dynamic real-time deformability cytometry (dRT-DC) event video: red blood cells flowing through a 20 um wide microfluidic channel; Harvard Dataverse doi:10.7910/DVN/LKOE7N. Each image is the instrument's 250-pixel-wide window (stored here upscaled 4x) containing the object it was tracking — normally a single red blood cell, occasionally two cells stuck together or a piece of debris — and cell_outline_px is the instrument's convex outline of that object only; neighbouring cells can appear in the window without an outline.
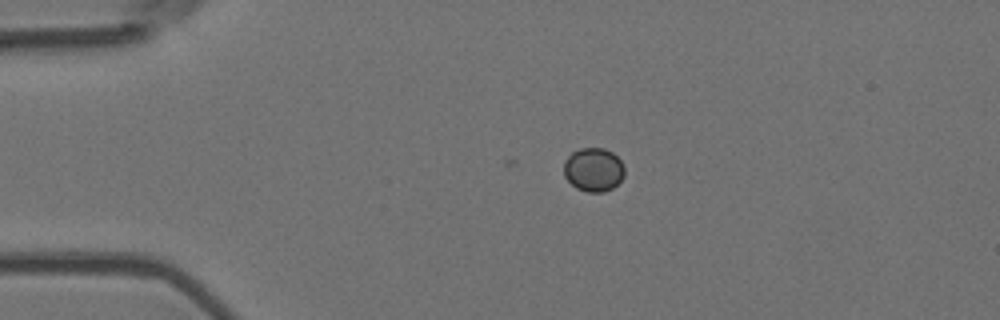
{"species": "Egyptian fruit bat (a non-hibernating species)", "species_latin": "Rousettus aegyptiacus", "temperature_condition": "room temperature", "stored_images_in_passage": 3, "camera_frame_rate_fps": 3000, "um_per_image_px": 0.085, "animal": {"sex": "female"}, "frame": {"image": 1, "passage_image": 3, "time_ms": 0.667, "image_size_px": [1000, 320], "cell_outline_px": [[624, 176], [612, 188], [604, 192], [588, 192], [576, 188], [564, 176], [564, 160], [572, 152], [580, 148], [604, 148], [612, 152], [624, 164]], "centroid_in_image_um": [50.44, 14.41], "position_along_channel_um": 34.6, "area_um2": 15.49}}